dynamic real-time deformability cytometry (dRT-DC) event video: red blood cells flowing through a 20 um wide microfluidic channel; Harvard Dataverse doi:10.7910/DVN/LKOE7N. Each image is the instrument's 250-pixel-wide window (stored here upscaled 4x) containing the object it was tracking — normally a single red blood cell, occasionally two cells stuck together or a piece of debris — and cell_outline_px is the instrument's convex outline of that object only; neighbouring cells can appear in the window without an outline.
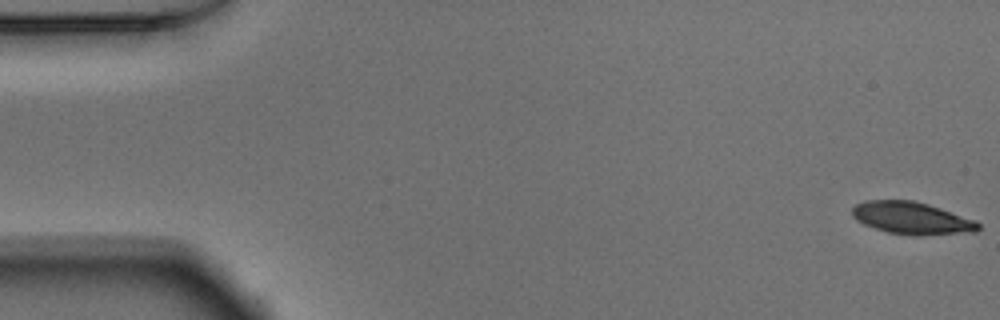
{"species": "Egyptian fruit bat (a non-hibernating species)", "species_latin": "Rousettus aegyptiacus", "temperature_condition": "warm", "stored_images_in_passage": 52, "camera_frame_rate_fps": 3000, "um_per_image_px": 0.085, "animal": {"sex": "male"}, "frame": {"image": 1, "passage_image": 1, "time_ms": 0.0, "image_size_px": [1000, 320], "cell_outline_px": [[980, 228], [976, 232], [920, 236], [916, 236], [888, 232], [864, 224], [856, 220], [852, 216], [852, 208], [856, 204], [864, 200], [912, 200], [928, 204], [976, 220], [980, 224]], "centroid_in_image_um": [77.52, 18.54], "position_along_channel_um": 7.5, "area_um2": 23.87}}
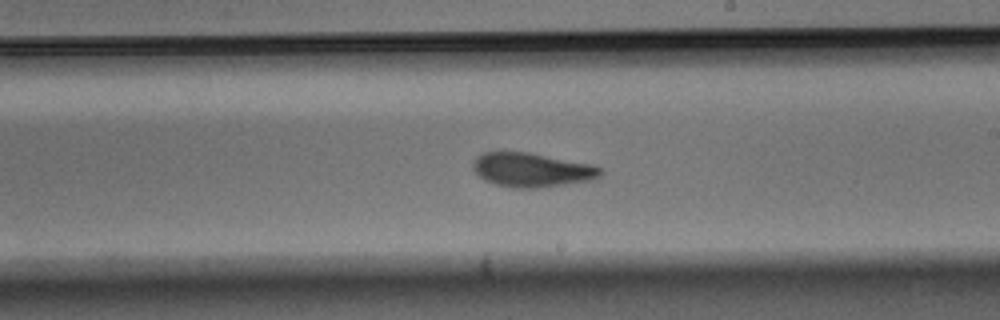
{"frame": {"image": 2, "passage_image": 30, "time_ms": 9.667, "image_size_px": [1000, 320], "cell_outline_px": [[604, 172], [600, 176], [592, 180], [540, 188], [512, 188], [496, 184], [484, 180], [472, 168], [472, 164], [476, 156], [484, 152], [528, 152], [592, 164], [600, 168]], "centroid_in_image_um": [45.21, 14.44], "position_along_channel_um": 243.8, "area_um2": 25.43}}
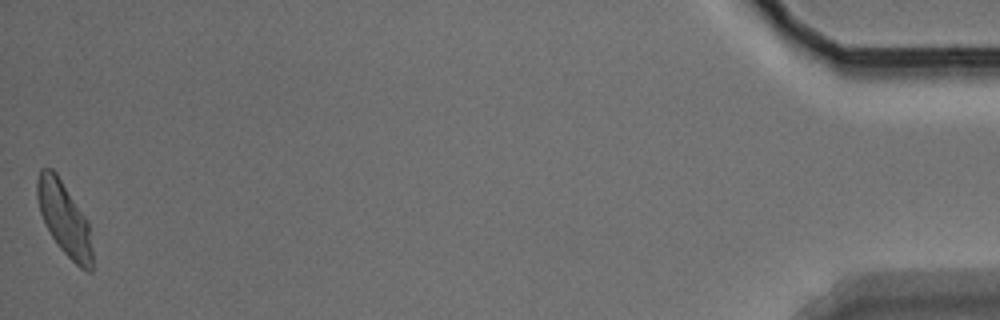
{"frame": {"image": 3, "passage_image": 52, "time_ms": 17.0, "image_size_px": [1000, 320], "cell_outline_px": [[92, 272], [88, 272], [80, 268], [60, 248], [52, 236], [40, 212], [36, 196], [36, 180], [40, 168], [52, 168], [56, 172], [88, 220], [92, 248]], "centroid_in_image_um": [5.47, 18.56], "position_along_channel_um": 429.7, "area_um2": 23.47}, "authors_computed_cell_mechanics": {"area_um2": 24.854, "velocity_mm_per_s": 3.8626, "shape_relaxation_time_tau1_ms": 3.1295, "shape_relaxation_time_tau2_ms": 1.3947, "deformation_change_tau1": 0.1381, "deformation_change_tau2": 0.0731}}